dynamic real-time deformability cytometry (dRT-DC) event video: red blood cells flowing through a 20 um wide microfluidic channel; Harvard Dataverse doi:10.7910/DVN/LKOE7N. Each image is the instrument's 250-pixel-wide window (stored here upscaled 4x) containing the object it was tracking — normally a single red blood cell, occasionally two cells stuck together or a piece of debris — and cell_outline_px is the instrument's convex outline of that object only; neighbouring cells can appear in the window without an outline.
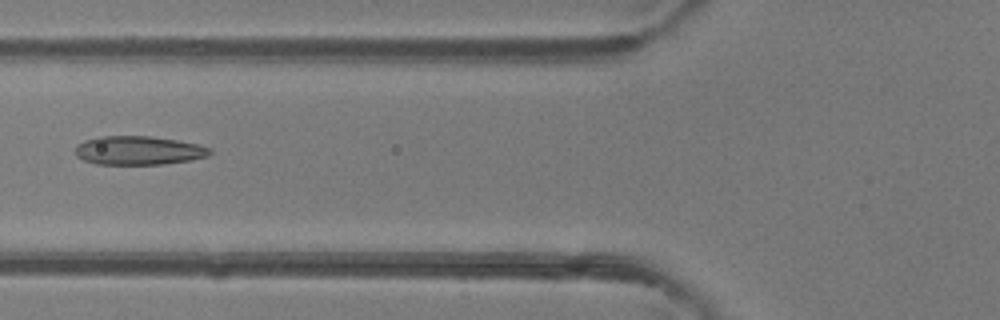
{"species": "common noctule bat (a hibernating species)", "species_latin": "Nyctalus noctula", "temperature_condition": "room temperature", "stored_images_in_passage": 5, "camera_frame_rate_fps": 3000, "um_per_image_px": 0.085, "animal": {"sex": "female"}, "frame": {"image": 1, "passage_image": 4, "time_ms": 3.667, "image_size_px": [1000, 320], "cell_outline_px": [[212, 152], [208, 156], [192, 160], [164, 164], [96, 164], [84, 160], [76, 156], [76, 144], [84, 140], [100, 136], [152, 136], [200, 144], [212, 148]], "centroid_in_image_um": [11.8, 12.78], "position_along_channel_um": 114.0, "area_um2": 22.77}}
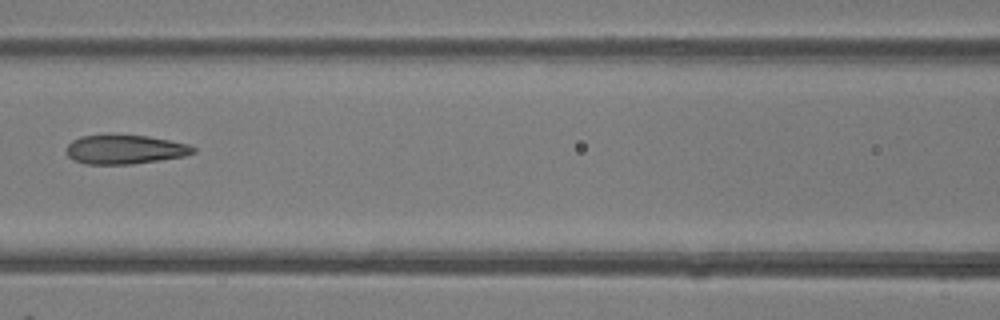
{"frame": {"image": 2, "passage_image": 5, "time_ms": 4.667, "image_size_px": [1000, 320], "cell_outline_px": [[196, 152], [184, 156], [160, 160], [132, 164], [84, 164], [72, 160], [68, 156], [68, 144], [72, 140], [80, 136], [148, 136], [188, 144], [196, 148]], "centroid_in_image_um": [10.63, 12.72], "position_along_channel_um": 156.0, "area_um2": 21.21}}